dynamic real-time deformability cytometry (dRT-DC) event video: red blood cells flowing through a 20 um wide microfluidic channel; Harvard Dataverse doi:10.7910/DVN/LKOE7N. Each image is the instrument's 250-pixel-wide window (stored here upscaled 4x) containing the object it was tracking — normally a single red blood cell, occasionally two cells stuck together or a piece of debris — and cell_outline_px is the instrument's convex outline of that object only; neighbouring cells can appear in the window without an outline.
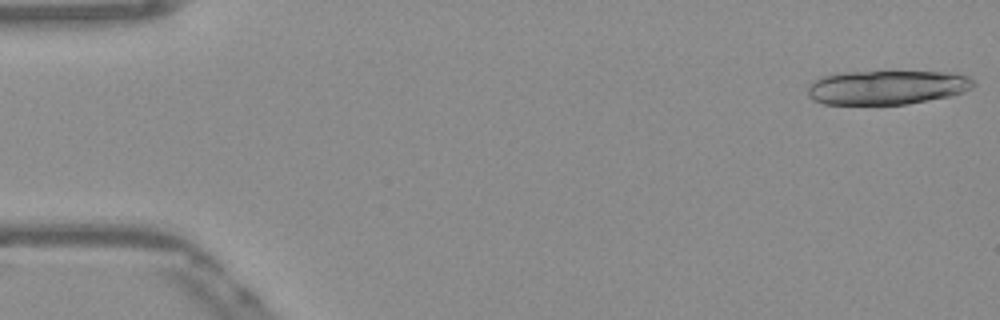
{"species": "Egyptian fruit bat (a non-hibernating species)", "species_latin": "Rousettus aegyptiacus", "temperature_condition": "warm", "stored_images_in_passage": 18, "camera_frame_rate_fps": 3000, "um_per_image_px": 0.085, "frame": {"image": 1, "passage_image": 1, "time_ms": 0.0, "image_size_px": [1000, 320], "cell_outline_px": [[976, 84], [972, 88], [964, 92], [948, 96], [908, 104], [824, 104], [812, 100], [808, 96], [808, 84], [824, 76], [848, 72], [948, 72], [968, 76]], "centroid_in_image_um": [75.39, 7.43], "position_along_channel_um": 9.6, "area_um2": 32.83}}